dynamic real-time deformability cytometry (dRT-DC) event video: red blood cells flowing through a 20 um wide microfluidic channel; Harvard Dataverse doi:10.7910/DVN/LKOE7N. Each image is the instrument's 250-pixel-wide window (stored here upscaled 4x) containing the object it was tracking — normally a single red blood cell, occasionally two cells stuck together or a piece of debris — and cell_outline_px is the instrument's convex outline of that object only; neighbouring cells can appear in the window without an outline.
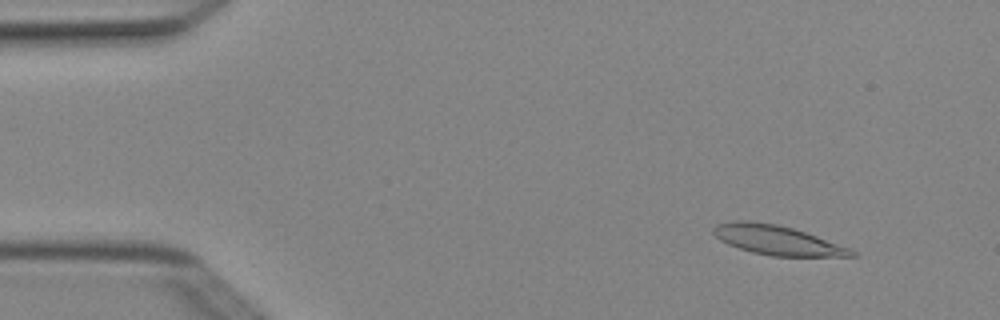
{"species": "Egyptian fruit bat (a non-hibernating species)", "species_latin": "Rousettus aegyptiacus", "temperature_condition": "cold", "stored_images_in_passage": 6, "camera_frame_rate_fps": 3000, "um_per_image_px": 0.085, "animal": {"sex": "female"}, "frame": {"image": 1, "passage_image": 1, "time_ms": 0.0, "image_size_px": [1000, 320], "cell_outline_px": [[860, 256], [772, 256], [752, 252], [728, 244], [720, 240], [712, 232], [712, 228], [716, 224], [732, 220], [752, 220], [776, 224], [792, 228], [816, 236], [848, 248], [856, 252]], "centroid_in_image_um": [65.99, 20.39], "position_along_channel_um": 19.0, "area_um2": 23.52}}
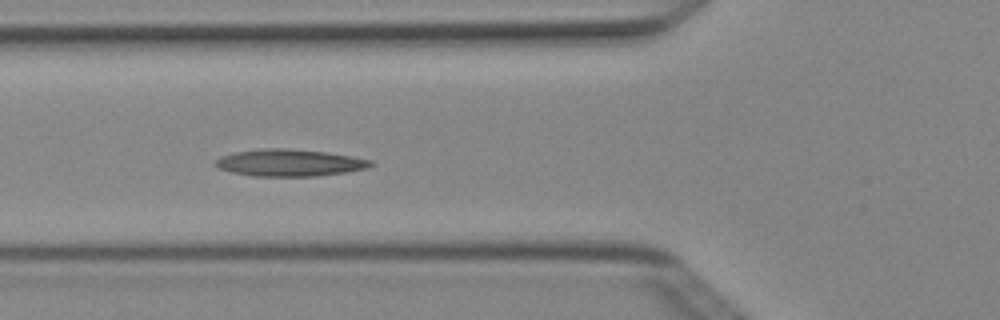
{"frame": {"image": 2, "passage_image": 4, "time_ms": 1.0, "image_size_px": [1000, 320], "cell_outline_px": [[372, 164], [368, 168], [348, 172], [316, 176], [252, 176], [232, 172], [216, 168], [212, 164], [220, 156], [236, 152], [264, 148], [288, 148], [324, 152], [352, 156], [372, 160]], "centroid_in_image_um": [24.58, 13.84], "position_along_channel_um": 101.2, "area_um2": 24.51}}
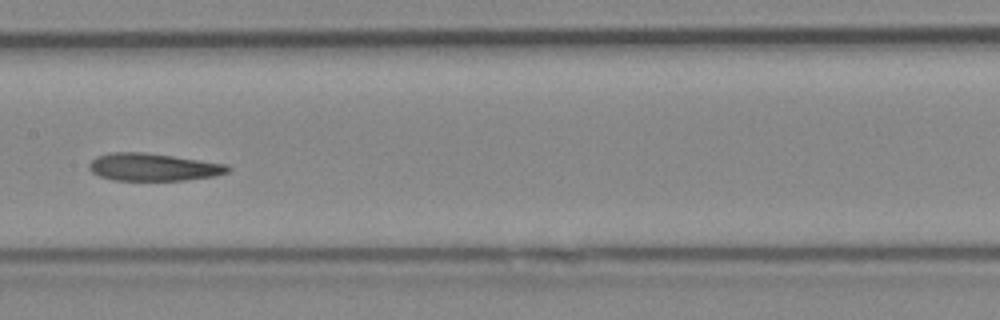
{"frame": {"image": 3, "passage_image": 6, "time_ms": 1.667, "image_size_px": [1000, 320], "cell_outline_px": [[232, 168], [228, 172], [216, 176], [184, 180], [112, 180], [100, 176], [92, 172], [88, 168], [88, 164], [96, 156], [108, 152], [144, 152], [228, 164]], "centroid_in_image_um": [13.02, 14.2], "position_along_channel_um": 194.4, "area_um2": 22.37}}